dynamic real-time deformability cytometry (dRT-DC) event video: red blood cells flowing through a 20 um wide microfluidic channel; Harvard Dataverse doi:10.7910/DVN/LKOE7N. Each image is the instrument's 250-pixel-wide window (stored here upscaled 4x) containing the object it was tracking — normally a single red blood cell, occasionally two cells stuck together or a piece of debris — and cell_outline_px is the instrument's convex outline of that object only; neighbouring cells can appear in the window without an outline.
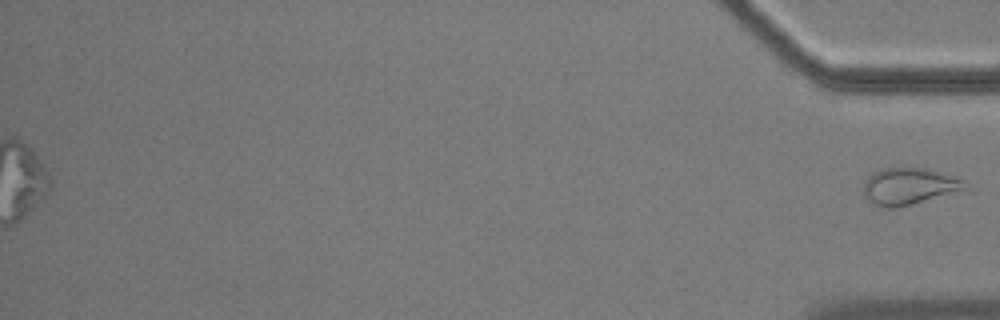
{"species": "common noctule bat (a hibernating species)", "species_latin": "Nyctalus noctula", "temperature_condition": "cold", "stored_images_in_passage": 51, "segment_of_instrument_passage": [2, 2], "camera_frame_rate_fps": 3000, "um_per_image_px": 0.085, "animal": {"sex": "male", "body_mass_g": 17.9}, "frame": {"image": 1, "passage_image": 51, "time_ms": 16.667, "image_size_px": [1000, 320], "cell_outline_px": [[968, 188], [964, 192], [896, 208], [884, 208], [868, 200], [864, 196], [864, 180], [872, 172], [880, 168], [924, 168], [960, 176], [964, 180]], "centroid_in_image_um": [77.35, 15.83], "position_along_channel_um": 357.8, "area_um2": 22.48}}